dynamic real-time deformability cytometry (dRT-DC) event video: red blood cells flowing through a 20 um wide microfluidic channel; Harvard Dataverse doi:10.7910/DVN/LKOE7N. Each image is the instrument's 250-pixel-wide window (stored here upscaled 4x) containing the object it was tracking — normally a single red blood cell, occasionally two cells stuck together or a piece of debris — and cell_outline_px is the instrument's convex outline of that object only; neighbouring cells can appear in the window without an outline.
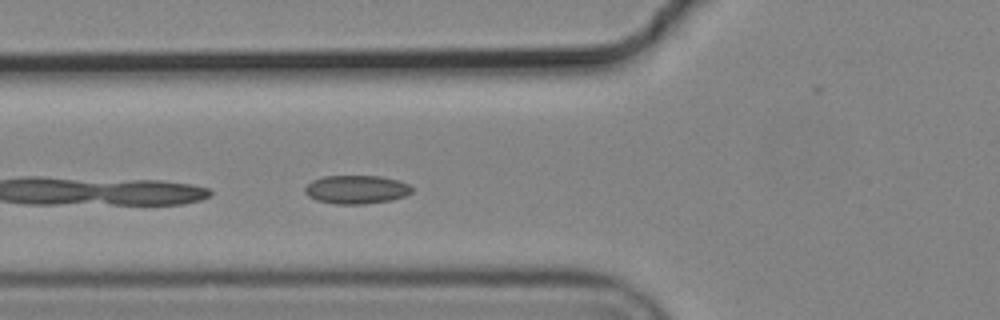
{"species": "common noctule bat (a hibernating species)", "species_latin": "Nyctalus noctula", "temperature_condition": "cold", "stored_images_in_passage": 5, "camera_frame_rate_fps": 3000, "um_per_image_px": 0.085, "animal": {"sex": "male", "body_mass_g": 19.2, "forearm_length_mm": 51.8}, "frame": {"image": 1, "passage_image": 5, "time_ms": 1.333, "image_size_px": [1000, 320], "cell_outline_px": [[412, 192], [404, 196], [392, 200], [364, 204], [336, 204], [316, 200], [308, 196], [304, 192], [304, 188], [312, 180], [324, 176], [380, 176], [396, 180], [408, 184], [412, 188]], "centroid_in_image_um": [30.27, 16.11], "position_along_channel_um": 95.5, "area_um2": 17.74}}